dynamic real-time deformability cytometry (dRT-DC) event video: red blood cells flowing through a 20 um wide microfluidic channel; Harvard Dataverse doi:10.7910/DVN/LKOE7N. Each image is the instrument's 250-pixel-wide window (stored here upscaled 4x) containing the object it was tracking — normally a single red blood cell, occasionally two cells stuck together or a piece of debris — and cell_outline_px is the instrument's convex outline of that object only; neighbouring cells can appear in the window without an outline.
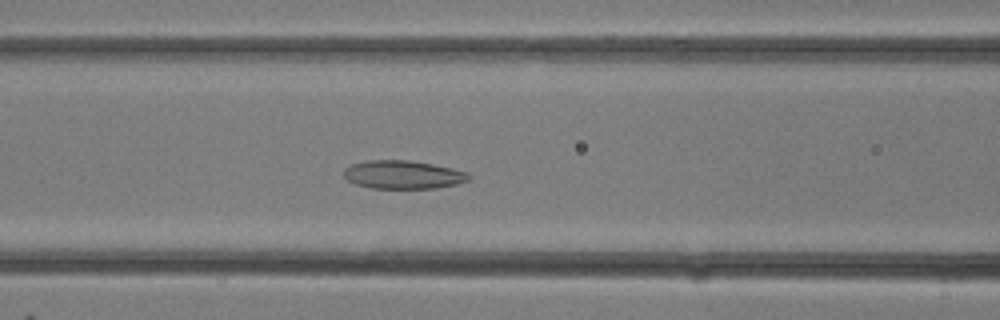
{"species": "common noctule bat (a hibernating species)", "species_latin": "Nyctalus noctula", "temperature_condition": "room temperature", "stored_images_in_passage": 27, "camera_frame_rate_fps": 3000, "um_per_image_px": 0.085, "animal": {"sex": "female"}, "frame": {"image": 1, "passage_image": 9, "time_ms": 2.667, "image_size_px": [1000, 320], "cell_outline_px": [[472, 176], [468, 180], [456, 184], [436, 188], [372, 188], [356, 184], [348, 180], [344, 176], [344, 168], [352, 164], [368, 160], [408, 160], [432, 164], [452, 168], [468, 172]], "centroid_in_image_um": [34.27, 14.84], "position_along_channel_um": 132.3, "area_um2": 20.58}}
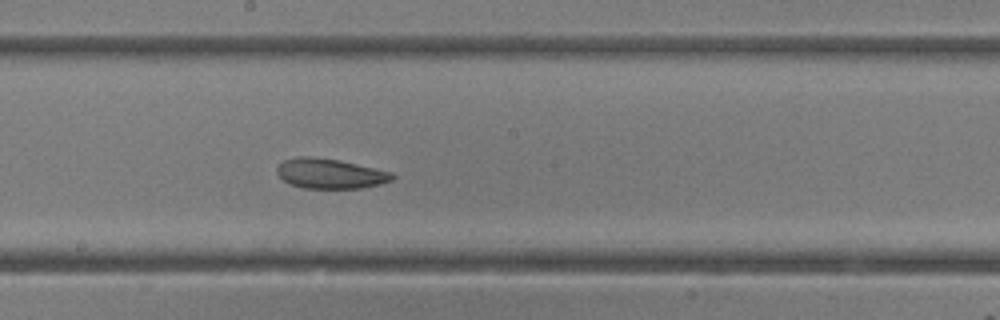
{"frame": {"image": 2, "passage_image": 13, "time_ms": 4.0, "image_size_px": [1000, 320], "cell_outline_px": [[396, 176], [392, 180], [380, 184], [360, 188], [304, 188], [288, 184], [276, 172], [276, 168], [284, 160], [296, 156], [312, 156], [340, 160], [392, 172]], "centroid_in_image_um": [28.05, 14.75], "position_along_channel_um": 220.2, "area_um2": 20.23}}
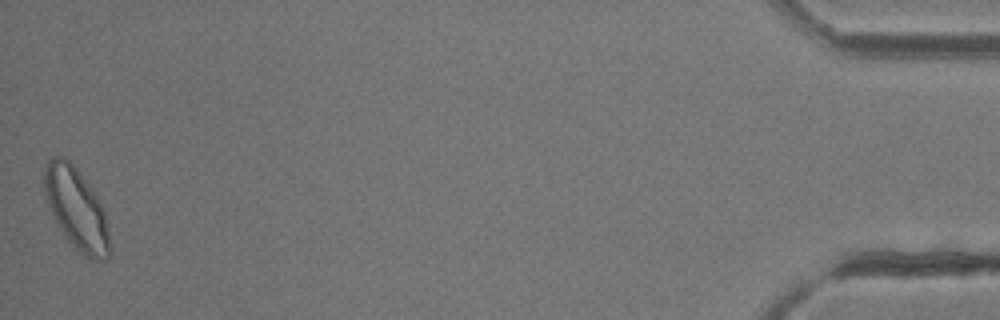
{"frame": {"image": 3, "passage_image": 27, "time_ms": 8.667, "image_size_px": [1000, 320], "cell_outline_px": [[112, 256], [108, 260], [92, 260], [84, 256], [68, 240], [60, 228], [44, 196], [44, 168], [48, 160], [52, 156], [64, 156], [76, 168], [96, 196], [104, 208], [112, 248]], "centroid_in_image_um": [6.53, 17.79], "position_along_channel_um": 428.7, "area_um2": 31.1}}